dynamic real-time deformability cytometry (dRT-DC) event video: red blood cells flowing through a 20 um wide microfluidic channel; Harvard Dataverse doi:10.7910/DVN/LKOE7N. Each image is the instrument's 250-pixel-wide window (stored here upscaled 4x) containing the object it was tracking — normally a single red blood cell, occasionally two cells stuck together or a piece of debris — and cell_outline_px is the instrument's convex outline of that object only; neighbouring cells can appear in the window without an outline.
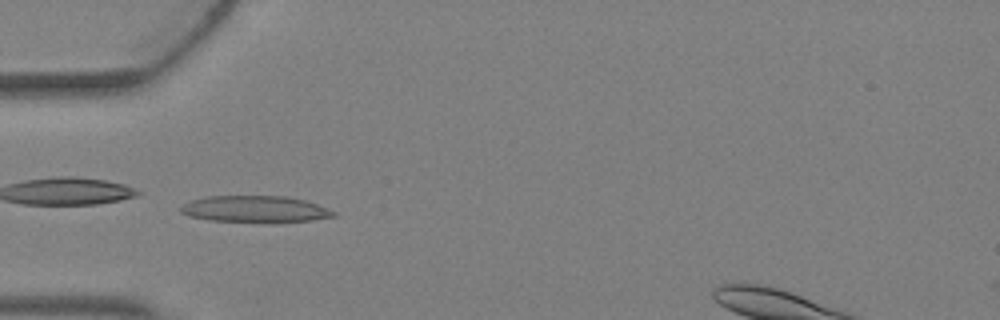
{"species": "Egyptian fruit bat (a non-hibernating species)", "species_latin": "Rousettus aegyptiacus", "temperature_condition": "warm", "stored_images_in_passage": 1, "camera_frame_rate_fps": 3000, "um_per_image_px": 0.085, "animal": {"sex": "female"}, "frame": {"image": 1, "passage_image": 1, "time_ms": 0.0, "image_size_px": [1000, 320], "cell_outline_px": [[336, 216], [312, 220], [212, 220], [188, 216], [180, 212], [180, 204], [204, 196], [284, 196], [304, 200], [316, 204], [336, 212]], "centroid_in_image_um": [21.61, 17.73], "position_along_channel_um": 63.4, "area_um2": 22.77}}